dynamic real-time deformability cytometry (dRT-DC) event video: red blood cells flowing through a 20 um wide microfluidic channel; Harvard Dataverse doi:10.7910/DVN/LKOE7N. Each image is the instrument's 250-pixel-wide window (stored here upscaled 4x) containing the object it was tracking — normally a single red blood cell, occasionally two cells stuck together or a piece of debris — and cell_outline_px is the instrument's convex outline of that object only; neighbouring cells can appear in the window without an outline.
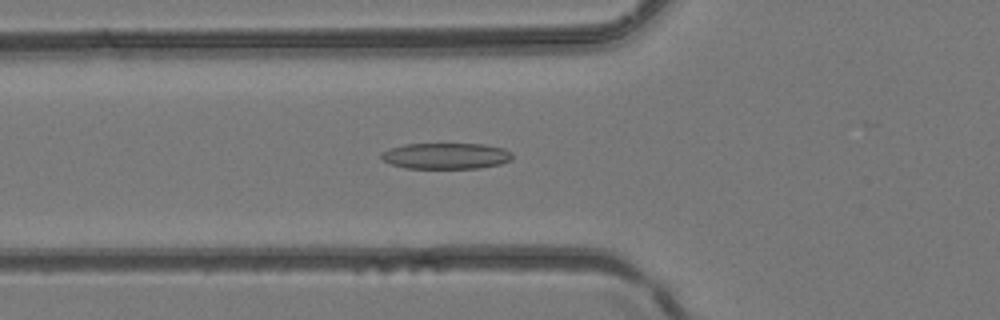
{"species": "common noctule bat (a hibernating species)", "species_latin": "Nyctalus noctula", "temperature_condition": "room temperature", "stored_images_in_passage": 34, "camera_frame_rate_fps": 3000, "um_per_image_px": 0.085, "animal": {"sex": "female", "body_mass_g": 24.6, "forearm_length_mm": 56.2}, "frame": {"image": 1, "passage_image": 16, "time_ms": 5.0, "image_size_px": [1000, 320], "cell_outline_px": [[512, 160], [500, 164], [480, 168], [404, 168], [392, 164], [384, 160], [380, 156], [380, 152], [404, 144], [484, 144], [504, 148], [512, 152]], "centroid_in_image_um": [37.94, 13.25], "position_along_channel_um": 87.9, "area_um2": 19.94}}
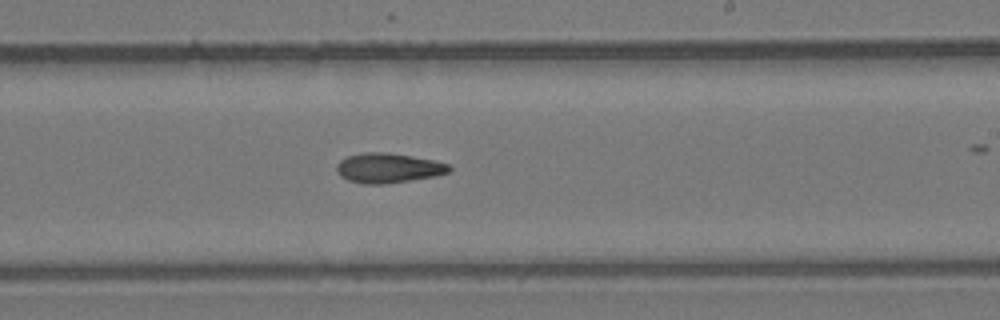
{"frame": {"image": 2, "passage_image": 26, "time_ms": 8.333, "image_size_px": [1000, 320], "cell_outline_px": [[452, 168], [448, 172], [436, 176], [384, 184], [364, 184], [348, 180], [340, 176], [336, 168], [336, 164], [340, 160], [348, 156], [364, 152], [388, 152], [436, 160], [448, 164]], "centroid_in_image_um": [33.0, 14.27], "position_along_channel_um": 256.0, "area_um2": 19.59}}
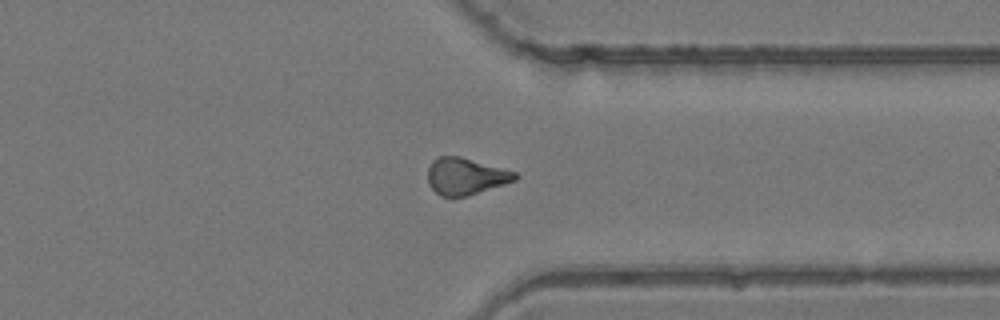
{"frame": {"image": 3, "passage_image": 33, "time_ms": 10.667, "image_size_px": [1000, 320], "cell_outline_px": [[520, 176], [516, 180], [468, 196], [452, 200], [440, 196], [428, 184], [428, 168], [432, 160], [436, 156], [460, 156], [516, 172]], "centroid_in_image_um": [39.55, 15.01], "position_along_channel_um": 371.9, "area_um2": 19.13}}